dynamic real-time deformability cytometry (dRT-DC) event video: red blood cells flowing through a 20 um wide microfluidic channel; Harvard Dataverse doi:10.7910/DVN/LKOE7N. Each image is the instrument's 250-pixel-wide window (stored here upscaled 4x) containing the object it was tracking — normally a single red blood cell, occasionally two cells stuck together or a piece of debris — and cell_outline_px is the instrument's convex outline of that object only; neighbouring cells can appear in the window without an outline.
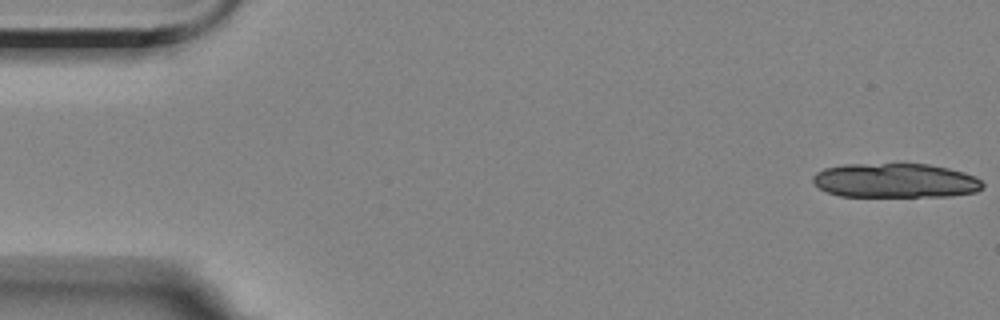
{"species": "Egyptian fruit bat (a non-hibernating species)", "species_latin": "Rousettus aegyptiacus", "temperature_condition": "room temperature", "stored_images_in_passage": 15, "camera_frame_rate_fps": 3000, "um_per_image_px": 0.085, "animal": {"sex": "female"}, "frame": {"image": 1, "passage_image": 1, "time_ms": 0.0, "image_size_px": [1000, 320], "cell_outline_px": [[984, 188], [976, 192], [952, 196], [840, 196], [828, 192], [820, 188], [812, 180], [812, 176], [816, 172], [824, 168], [844, 164], [928, 164], [948, 168], [964, 172], [976, 176], [984, 184]], "centroid_in_image_um": [76.13, 15.35], "position_along_channel_um": 8.9, "area_um2": 34.16}}